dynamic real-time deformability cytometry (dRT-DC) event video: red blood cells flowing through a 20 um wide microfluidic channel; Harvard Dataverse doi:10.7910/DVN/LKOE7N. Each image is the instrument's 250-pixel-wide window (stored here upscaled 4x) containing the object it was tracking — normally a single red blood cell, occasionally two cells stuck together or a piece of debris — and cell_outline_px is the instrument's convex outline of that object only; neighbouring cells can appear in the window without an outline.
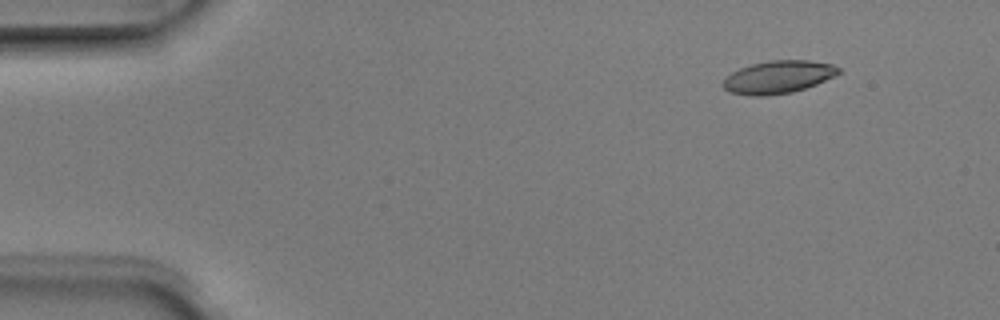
{"species": "Egyptian fruit bat (a non-hibernating species)", "species_latin": "Rousettus aegyptiacus", "temperature_condition": "room temperature", "stored_images_in_passage": 4, "camera_frame_rate_fps": 3000, "um_per_image_px": 0.085, "animal": {"sex": "male"}, "frame": {"image": 1, "passage_image": 2, "time_ms": 0.333, "image_size_px": [1000, 320], "cell_outline_px": [[840, 72], [836, 76], [816, 84], [792, 92], [764, 96], [752, 96], [728, 92], [724, 88], [724, 80], [732, 72], [740, 68], [752, 64], [768, 60], [808, 60], [832, 64], [840, 68]], "centroid_in_image_um": [66.16, 6.54], "position_along_channel_um": 18.8, "area_um2": 21.96}}